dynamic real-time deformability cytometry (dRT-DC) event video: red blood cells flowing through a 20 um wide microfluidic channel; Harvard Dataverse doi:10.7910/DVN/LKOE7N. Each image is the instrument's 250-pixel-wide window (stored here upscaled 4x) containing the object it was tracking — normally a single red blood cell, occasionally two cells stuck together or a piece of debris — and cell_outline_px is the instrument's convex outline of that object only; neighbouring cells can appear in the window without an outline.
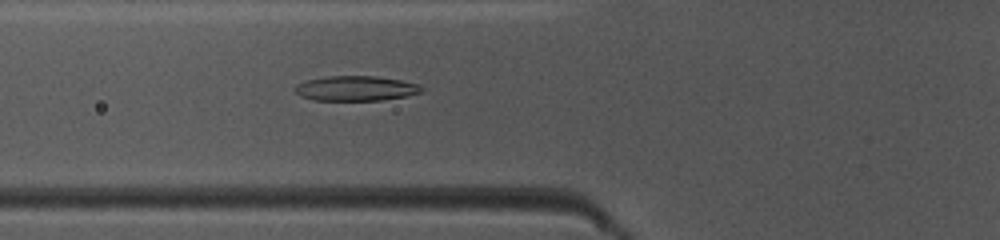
{"species": "common noctule bat (a hibernating species)", "species_latin": "Nyctalus noctula", "temperature_condition": "warm", "stored_images_in_passage": 48, "camera_frame_rate_fps": 3000, "um_per_image_px": 0.085, "animal": {"sex": "female", "body_mass_g": 10.0, "forearm_length_mm": 53.1}, "frame": {"image": 1, "passage_image": 18, "time_ms": 5.667, "image_size_px": [1000, 240], "cell_outline_px": [[424, 92], [408, 96], [380, 100], [312, 100], [300, 96], [292, 88], [296, 84], [308, 80], [328, 76], [376, 76], [400, 80], [420, 84], [424, 88]], "centroid_in_image_um": [30.27, 7.51], "position_along_channel_um": 95.5, "area_um2": 18.55}}
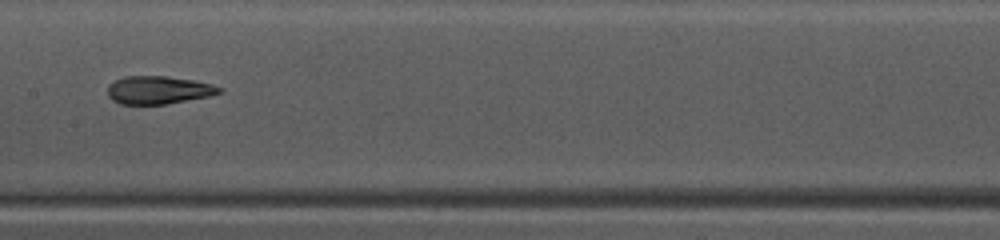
{"frame": {"image": 2, "passage_image": 25, "time_ms": 8.0, "image_size_px": [1000, 240], "cell_outline_px": [[224, 92], [212, 96], [164, 104], [120, 104], [112, 100], [108, 96], [108, 84], [112, 80], [124, 76], [168, 76], [196, 80], [212, 84], [224, 88]], "centroid_in_image_um": [13.5, 7.64], "position_along_channel_um": 193.9, "area_um2": 18.61}}
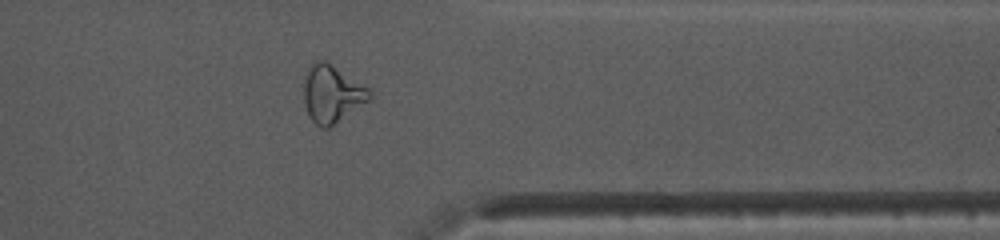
{"frame": {"image": 3, "passage_image": 39, "time_ms": 12.667, "image_size_px": [1000, 240], "cell_outline_px": [[372, 100], [328, 128], [320, 128], [312, 120], [304, 104], [304, 84], [308, 68], [316, 60], [328, 60], [368, 88], [372, 92]], "centroid_in_image_um": [28.25, 7.97], "position_along_channel_um": 383.2, "area_um2": 22.2}, "authors_computed_cell_mechanics": {"area_um2": 19.3052, "velocity_mm_per_s": 4.1687, "shape_relaxation_time_tau1_ms": 3.5533, "shape_relaxation_time_tau2_ms": 1.3743, "deformation_change_tau1": 0.1672, "deformation_change_tau2": 0.1069}}